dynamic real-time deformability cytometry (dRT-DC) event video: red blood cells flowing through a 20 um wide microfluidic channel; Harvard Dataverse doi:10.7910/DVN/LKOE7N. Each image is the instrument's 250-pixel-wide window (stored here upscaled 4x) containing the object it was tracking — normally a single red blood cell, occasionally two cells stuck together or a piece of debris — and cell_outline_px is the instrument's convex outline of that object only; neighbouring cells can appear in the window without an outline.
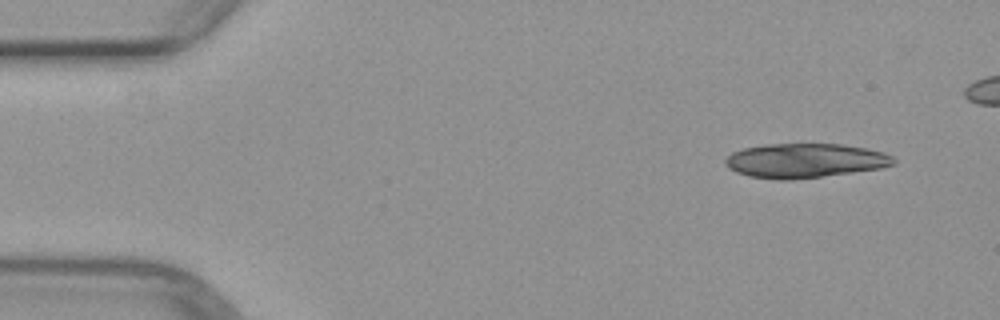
{"species": "common noctule bat (a hibernating species)", "species_latin": "Nyctalus noctula", "temperature_condition": "warm", "stored_images_in_passage": 5, "camera_frame_rate_fps": 3000, "um_per_image_px": 0.085, "animal": {"sex": "female", "body_mass_g": 29.2, "forearm_length_mm": 56.3}, "frame": {"image": 1, "passage_image": 1, "time_ms": 0.0, "image_size_px": [1000, 320], "cell_outline_px": [[896, 164], [880, 168], [852, 172], [792, 180], [776, 180], [748, 176], [736, 172], [728, 168], [724, 164], [724, 160], [732, 152], [744, 148], [764, 144], [844, 144], [884, 152], [892, 156], [896, 160]], "centroid_in_image_um": [68.39, 13.65], "position_along_channel_um": 16.6, "area_um2": 33.81}}